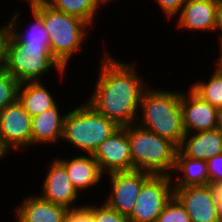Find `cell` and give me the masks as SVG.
I'll list each match as a JSON object with an SVG mask.
<instances>
[{
	"instance_id": "17",
	"label": "cell",
	"mask_w": 222,
	"mask_h": 222,
	"mask_svg": "<svg viewBox=\"0 0 222 222\" xmlns=\"http://www.w3.org/2000/svg\"><path fill=\"white\" fill-rule=\"evenodd\" d=\"M178 150L185 157L208 161L222 153V128L185 133Z\"/></svg>"
},
{
	"instance_id": "16",
	"label": "cell",
	"mask_w": 222,
	"mask_h": 222,
	"mask_svg": "<svg viewBox=\"0 0 222 222\" xmlns=\"http://www.w3.org/2000/svg\"><path fill=\"white\" fill-rule=\"evenodd\" d=\"M66 168L73 186L79 193L95 188L105 177L92 154H80L71 158L56 157Z\"/></svg>"
},
{
	"instance_id": "7",
	"label": "cell",
	"mask_w": 222,
	"mask_h": 222,
	"mask_svg": "<svg viewBox=\"0 0 222 222\" xmlns=\"http://www.w3.org/2000/svg\"><path fill=\"white\" fill-rule=\"evenodd\" d=\"M174 196L169 175H152L142 186L129 222H156L159 214Z\"/></svg>"
},
{
	"instance_id": "12",
	"label": "cell",
	"mask_w": 222,
	"mask_h": 222,
	"mask_svg": "<svg viewBox=\"0 0 222 222\" xmlns=\"http://www.w3.org/2000/svg\"><path fill=\"white\" fill-rule=\"evenodd\" d=\"M181 109L185 133L209 131L221 127L222 112L202 100L190 88L181 90Z\"/></svg>"
},
{
	"instance_id": "22",
	"label": "cell",
	"mask_w": 222,
	"mask_h": 222,
	"mask_svg": "<svg viewBox=\"0 0 222 222\" xmlns=\"http://www.w3.org/2000/svg\"><path fill=\"white\" fill-rule=\"evenodd\" d=\"M52 8L77 16L91 26L94 25L98 11L105 3L103 0H46Z\"/></svg>"
},
{
	"instance_id": "37",
	"label": "cell",
	"mask_w": 222,
	"mask_h": 222,
	"mask_svg": "<svg viewBox=\"0 0 222 222\" xmlns=\"http://www.w3.org/2000/svg\"><path fill=\"white\" fill-rule=\"evenodd\" d=\"M4 69V63H0V71Z\"/></svg>"
},
{
	"instance_id": "18",
	"label": "cell",
	"mask_w": 222,
	"mask_h": 222,
	"mask_svg": "<svg viewBox=\"0 0 222 222\" xmlns=\"http://www.w3.org/2000/svg\"><path fill=\"white\" fill-rule=\"evenodd\" d=\"M60 104L32 117V146L52 143L62 139L64 120L67 113H61ZM56 142V143H55Z\"/></svg>"
},
{
	"instance_id": "29",
	"label": "cell",
	"mask_w": 222,
	"mask_h": 222,
	"mask_svg": "<svg viewBox=\"0 0 222 222\" xmlns=\"http://www.w3.org/2000/svg\"><path fill=\"white\" fill-rule=\"evenodd\" d=\"M210 184L215 185L222 182V153L207 161Z\"/></svg>"
},
{
	"instance_id": "10",
	"label": "cell",
	"mask_w": 222,
	"mask_h": 222,
	"mask_svg": "<svg viewBox=\"0 0 222 222\" xmlns=\"http://www.w3.org/2000/svg\"><path fill=\"white\" fill-rule=\"evenodd\" d=\"M92 155L105 177L113 172L132 171L128 126L119 127L114 131Z\"/></svg>"
},
{
	"instance_id": "15",
	"label": "cell",
	"mask_w": 222,
	"mask_h": 222,
	"mask_svg": "<svg viewBox=\"0 0 222 222\" xmlns=\"http://www.w3.org/2000/svg\"><path fill=\"white\" fill-rule=\"evenodd\" d=\"M22 200L14 209L15 222H65L68 208L45 201L38 193Z\"/></svg>"
},
{
	"instance_id": "30",
	"label": "cell",
	"mask_w": 222,
	"mask_h": 222,
	"mask_svg": "<svg viewBox=\"0 0 222 222\" xmlns=\"http://www.w3.org/2000/svg\"><path fill=\"white\" fill-rule=\"evenodd\" d=\"M8 28L6 24L0 26V63H4L5 55V40L7 37Z\"/></svg>"
},
{
	"instance_id": "9",
	"label": "cell",
	"mask_w": 222,
	"mask_h": 222,
	"mask_svg": "<svg viewBox=\"0 0 222 222\" xmlns=\"http://www.w3.org/2000/svg\"><path fill=\"white\" fill-rule=\"evenodd\" d=\"M153 174L141 171H123L108 174L110 191L104 201L110 208L120 214L129 216L136 204V199L141 191L143 184ZM112 188V189H111Z\"/></svg>"
},
{
	"instance_id": "23",
	"label": "cell",
	"mask_w": 222,
	"mask_h": 222,
	"mask_svg": "<svg viewBox=\"0 0 222 222\" xmlns=\"http://www.w3.org/2000/svg\"><path fill=\"white\" fill-rule=\"evenodd\" d=\"M214 67L216 68L207 81L197 80V82H193L189 88L202 100L209 102L222 112V72L217 66Z\"/></svg>"
},
{
	"instance_id": "33",
	"label": "cell",
	"mask_w": 222,
	"mask_h": 222,
	"mask_svg": "<svg viewBox=\"0 0 222 222\" xmlns=\"http://www.w3.org/2000/svg\"><path fill=\"white\" fill-rule=\"evenodd\" d=\"M220 51V56H218L217 61H215V65L221 70L222 72V49L219 50Z\"/></svg>"
},
{
	"instance_id": "24",
	"label": "cell",
	"mask_w": 222,
	"mask_h": 222,
	"mask_svg": "<svg viewBox=\"0 0 222 222\" xmlns=\"http://www.w3.org/2000/svg\"><path fill=\"white\" fill-rule=\"evenodd\" d=\"M20 82L5 68L0 71V112L18 99Z\"/></svg>"
},
{
	"instance_id": "14",
	"label": "cell",
	"mask_w": 222,
	"mask_h": 222,
	"mask_svg": "<svg viewBox=\"0 0 222 222\" xmlns=\"http://www.w3.org/2000/svg\"><path fill=\"white\" fill-rule=\"evenodd\" d=\"M221 0H187L177 15L179 29L193 31H216Z\"/></svg>"
},
{
	"instance_id": "25",
	"label": "cell",
	"mask_w": 222,
	"mask_h": 222,
	"mask_svg": "<svg viewBox=\"0 0 222 222\" xmlns=\"http://www.w3.org/2000/svg\"><path fill=\"white\" fill-rule=\"evenodd\" d=\"M156 222H192L180 201L173 196L159 214Z\"/></svg>"
},
{
	"instance_id": "2",
	"label": "cell",
	"mask_w": 222,
	"mask_h": 222,
	"mask_svg": "<svg viewBox=\"0 0 222 222\" xmlns=\"http://www.w3.org/2000/svg\"><path fill=\"white\" fill-rule=\"evenodd\" d=\"M150 86L144 90L141 96L140 112L136 124L169 139L179 147L185 136L181 91L178 89L173 91L170 89L164 90L157 87H153L155 88L153 89Z\"/></svg>"
},
{
	"instance_id": "1",
	"label": "cell",
	"mask_w": 222,
	"mask_h": 222,
	"mask_svg": "<svg viewBox=\"0 0 222 222\" xmlns=\"http://www.w3.org/2000/svg\"><path fill=\"white\" fill-rule=\"evenodd\" d=\"M102 54L94 90L85 102L120 127L134 124L141 96L149 84L137 71L136 62L115 59L106 48Z\"/></svg>"
},
{
	"instance_id": "13",
	"label": "cell",
	"mask_w": 222,
	"mask_h": 222,
	"mask_svg": "<svg viewBox=\"0 0 222 222\" xmlns=\"http://www.w3.org/2000/svg\"><path fill=\"white\" fill-rule=\"evenodd\" d=\"M46 166L48 170L41 186L42 193L38 195L45 201L68 209L79 207L76 203L80 200V193L73 186L65 166L57 158Z\"/></svg>"
},
{
	"instance_id": "27",
	"label": "cell",
	"mask_w": 222,
	"mask_h": 222,
	"mask_svg": "<svg viewBox=\"0 0 222 222\" xmlns=\"http://www.w3.org/2000/svg\"><path fill=\"white\" fill-rule=\"evenodd\" d=\"M65 222H94V212L85 204L67 212Z\"/></svg>"
},
{
	"instance_id": "3",
	"label": "cell",
	"mask_w": 222,
	"mask_h": 222,
	"mask_svg": "<svg viewBox=\"0 0 222 222\" xmlns=\"http://www.w3.org/2000/svg\"><path fill=\"white\" fill-rule=\"evenodd\" d=\"M32 8L42 17L47 28L52 56L65 70L68 69L70 59L84 49L91 25L77 16L52 8L46 2Z\"/></svg>"
},
{
	"instance_id": "8",
	"label": "cell",
	"mask_w": 222,
	"mask_h": 222,
	"mask_svg": "<svg viewBox=\"0 0 222 222\" xmlns=\"http://www.w3.org/2000/svg\"><path fill=\"white\" fill-rule=\"evenodd\" d=\"M31 123L32 117L18 99L0 112V143L8 154L32 148Z\"/></svg>"
},
{
	"instance_id": "34",
	"label": "cell",
	"mask_w": 222,
	"mask_h": 222,
	"mask_svg": "<svg viewBox=\"0 0 222 222\" xmlns=\"http://www.w3.org/2000/svg\"><path fill=\"white\" fill-rule=\"evenodd\" d=\"M29 2V8L34 7L35 5H38L41 2H45L46 0H26L25 2Z\"/></svg>"
},
{
	"instance_id": "31",
	"label": "cell",
	"mask_w": 222,
	"mask_h": 222,
	"mask_svg": "<svg viewBox=\"0 0 222 222\" xmlns=\"http://www.w3.org/2000/svg\"><path fill=\"white\" fill-rule=\"evenodd\" d=\"M216 197V203L219 209L220 216L222 217V182L213 185Z\"/></svg>"
},
{
	"instance_id": "28",
	"label": "cell",
	"mask_w": 222,
	"mask_h": 222,
	"mask_svg": "<svg viewBox=\"0 0 222 222\" xmlns=\"http://www.w3.org/2000/svg\"><path fill=\"white\" fill-rule=\"evenodd\" d=\"M186 1L187 0H155V3L162 9L163 15L171 20L177 17Z\"/></svg>"
},
{
	"instance_id": "26",
	"label": "cell",
	"mask_w": 222,
	"mask_h": 222,
	"mask_svg": "<svg viewBox=\"0 0 222 222\" xmlns=\"http://www.w3.org/2000/svg\"><path fill=\"white\" fill-rule=\"evenodd\" d=\"M94 212V222H129L128 216L110 208L105 202L87 205Z\"/></svg>"
},
{
	"instance_id": "35",
	"label": "cell",
	"mask_w": 222,
	"mask_h": 222,
	"mask_svg": "<svg viewBox=\"0 0 222 222\" xmlns=\"http://www.w3.org/2000/svg\"><path fill=\"white\" fill-rule=\"evenodd\" d=\"M9 155L7 153V151L2 147L1 143H0V160H3V158L5 159L7 156Z\"/></svg>"
},
{
	"instance_id": "6",
	"label": "cell",
	"mask_w": 222,
	"mask_h": 222,
	"mask_svg": "<svg viewBox=\"0 0 222 222\" xmlns=\"http://www.w3.org/2000/svg\"><path fill=\"white\" fill-rule=\"evenodd\" d=\"M4 68L20 83L44 81L49 71L56 70L61 80L66 70L52 56L50 47H34L20 44L9 32L5 40ZM42 77V78H41Z\"/></svg>"
},
{
	"instance_id": "19",
	"label": "cell",
	"mask_w": 222,
	"mask_h": 222,
	"mask_svg": "<svg viewBox=\"0 0 222 222\" xmlns=\"http://www.w3.org/2000/svg\"><path fill=\"white\" fill-rule=\"evenodd\" d=\"M170 177L174 188L210 184L207 161L185 157L179 150Z\"/></svg>"
},
{
	"instance_id": "11",
	"label": "cell",
	"mask_w": 222,
	"mask_h": 222,
	"mask_svg": "<svg viewBox=\"0 0 222 222\" xmlns=\"http://www.w3.org/2000/svg\"><path fill=\"white\" fill-rule=\"evenodd\" d=\"M174 196L184 206L192 222H222L213 185L174 188Z\"/></svg>"
},
{
	"instance_id": "32",
	"label": "cell",
	"mask_w": 222,
	"mask_h": 222,
	"mask_svg": "<svg viewBox=\"0 0 222 222\" xmlns=\"http://www.w3.org/2000/svg\"><path fill=\"white\" fill-rule=\"evenodd\" d=\"M216 30H218V32L220 34H218V38H219V41H218V44L220 45V49H222V2H221V5H220V8H219V12H218V21H217V28Z\"/></svg>"
},
{
	"instance_id": "20",
	"label": "cell",
	"mask_w": 222,
	"mask_h": 222,
	"mask_svg": "<svg viewBox=\"0 0 222 222\" xmlns=\"http://www.w3.org/2000/svg\"><path fill=\"white\" fill-rule=\"evenodd\" d=\"M30 11L32 15L31 18H33V22L29 25L30 29H27V31L19 29L21 24V19H19L21 17V13L19 11H15L13 15H11V19L9 18L8 22H5L8 32L20 44L34 47H50L49 34L43 23L42 17L32 7L30 8Z\"/></svg>"
},
{
	"instance_id": "4",
	"label": "cell",
	"mask_w": 222,
	"mask_h": 222,
	"mask_svg": "<svg viewBox=\"0 0 222 222\" xmlns=\"http://www.w3.org/2000/svg\"><path fill=\"white\" fill-rule=\"evenodd\" d=\"M133 170L171 175L178 147L169 139L134 123L128 125Z\"/></svg>"
},
{
	"instance_id": "21",
	"label": "cell",
	"mask_w": 222,
	"mask_h": 222,
	"mask_svg": "<svg viewBox=\"0 0 222 222\" xmlns=\"http://www.w3.org/2000/svg\"><path fill=\"white\" fill-rule=\"evenodd\" d=\"M50 92L41 80L22 82L18 89V100L29 115L34 117L57 104L58 101Z\"/></svg>"
},
{
	"instance_id": "5",
	"label": "cell",
	"mask_w": 222,
	"mask_h": 222,
	"mask_svg": "<svg viewBox=\"0 0 222 222\" xmlns=\"http://www.w3.org/2000/svg\"><path fill=\"white\" fill-rule=\"evenodd\" d=\"M119 127L87 102L82 103L67 112L61 142L63 140L75 149L78 148L81 154H93Z\"/></svg>"
},
{
	"instance_id": "36",
	"label": "cell",
	"mask_w": 222,
	"mask_h": 222,
	"mask_svg": "<svg viewBox=\"0 0 222 222\" xmlns=\"http://www.w3.org/2000/svg\"><path fill=\"white\" fill-rule=\"evenodd\" d=\"M111 1H114V0H103V2L105 3V5H106L107 3H111Z\"/></svg>"
}]
</instances>
